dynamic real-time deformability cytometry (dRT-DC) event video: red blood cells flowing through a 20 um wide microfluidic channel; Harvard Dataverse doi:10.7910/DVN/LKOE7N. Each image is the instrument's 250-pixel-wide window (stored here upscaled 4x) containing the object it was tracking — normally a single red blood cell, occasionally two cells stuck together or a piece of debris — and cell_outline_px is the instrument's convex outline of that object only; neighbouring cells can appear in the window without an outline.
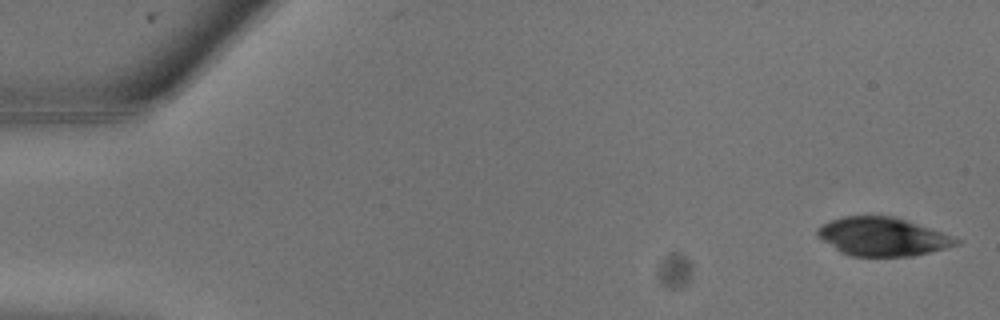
{"species": "common noctule bat (a hibernating species)", "species_latin": "Nyctalus noctula", "temperature_condition": "warm", "stored_images_in_passage": 7, "camera_frame_rate_fps": 3000, "um_per_image_px": 0.085, "animal": {"sex": "male", "body_mass_g": 13.3}, "frame": {"image": 1, "passage_image": 1, "time_ms": 0.0, "image_size_px": [1000, 320], "cell_outline_px": [[964, 240], [960, 244], [912, 256], [852, 256], [840, 252], [816, 236], [816, 228], [820, 224], [828, 220], [844, 216], [896, 216], [908, 220]], "centroid_in_image_um": [74.99, 20.1], "position_along_channel_um": 10.0, "area_um2": 31.33}}